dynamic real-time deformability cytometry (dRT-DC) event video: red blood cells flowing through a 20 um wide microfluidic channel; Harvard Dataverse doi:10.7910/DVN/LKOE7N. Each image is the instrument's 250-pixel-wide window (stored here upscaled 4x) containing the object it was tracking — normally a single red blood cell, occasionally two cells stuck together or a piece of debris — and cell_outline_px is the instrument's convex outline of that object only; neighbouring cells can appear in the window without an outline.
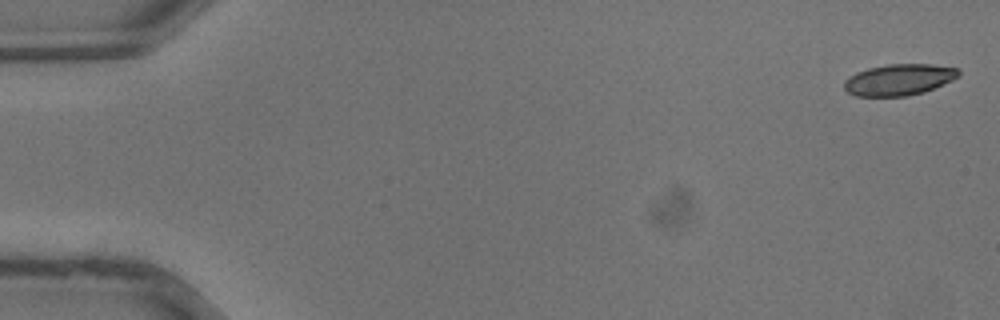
{"species": "common noctule bat (a hibernating species)", "species_latin": "Nyctalus noctula", "temperature_condition": "warm", "stored_images_in_passage": 37, "camera_frame_rate_fps": 3000, "um_per_image_px": 0.085, "animal": {"sex": "male", "body_mass_g": 13.3}, "frame": {"image": 1, "passage_image": 1, "time_ms": 0.0, "image_size_px": [1000, 320], "cell_outline_px": [[960, 76], [952, 80], [924, 92], [908, 96], [856, 96], [848, 92], [844, 88], [844, 80], [848, 76], [856, 72], [868, 68], [888, 64], [932, 64], [960, 68]], "centroid_in_image_um": [76.42, 6.76], "position_along_channel_um": 8.6, "area_um2": 21.04}}
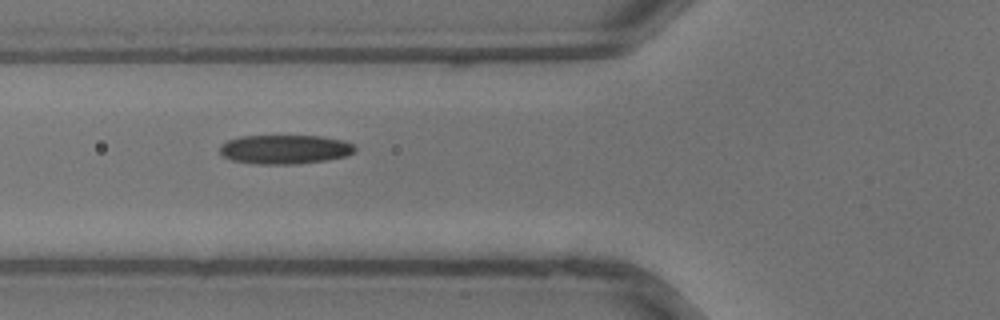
{"frame": {"image": 2, "passage_image": 14, "time_ms": 4.333, "image_size_px": [1000, 320], "cell_outline_px": [[356, 152], [348, 156], [328, 160], [296, 164], [256, 164], [232, 160], [224, 156], [220, 152], [220, 144], [228, 140], [240, 136], [324, 136], [344, 140], [352, 144], [356, 148]], "centroid_in_image_um": [24.26, 12.69], "position_along_channel_um": 101.5, "area_um2": 23.18}}
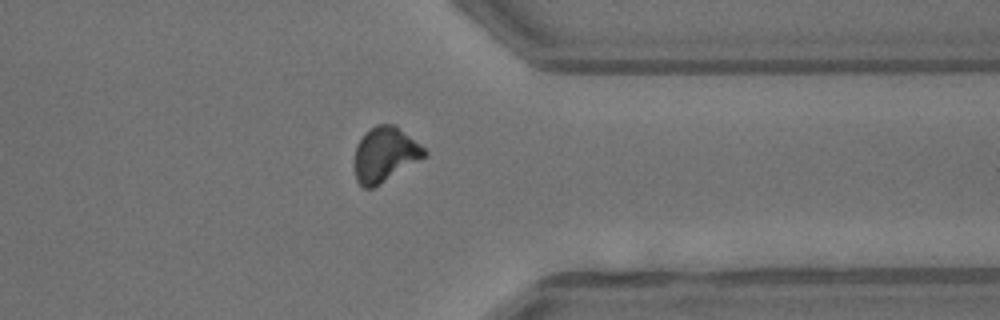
{"frame": {"image": 3, "passage_image": 29, "time_ms": 9.333, "image_size_px": [1000, 320], "cell_outline_px": [[428, 156], [372, 188], [364, 188], [356, 180], [356, 144], [364, 132], [368, 128], [376, 124], [396, 124], [420, 144], [428, 152]], "centroid_in_image_um": [32.75, 13.09], "position_along_channel_um": 378.7, "area_um2": 22.37}}